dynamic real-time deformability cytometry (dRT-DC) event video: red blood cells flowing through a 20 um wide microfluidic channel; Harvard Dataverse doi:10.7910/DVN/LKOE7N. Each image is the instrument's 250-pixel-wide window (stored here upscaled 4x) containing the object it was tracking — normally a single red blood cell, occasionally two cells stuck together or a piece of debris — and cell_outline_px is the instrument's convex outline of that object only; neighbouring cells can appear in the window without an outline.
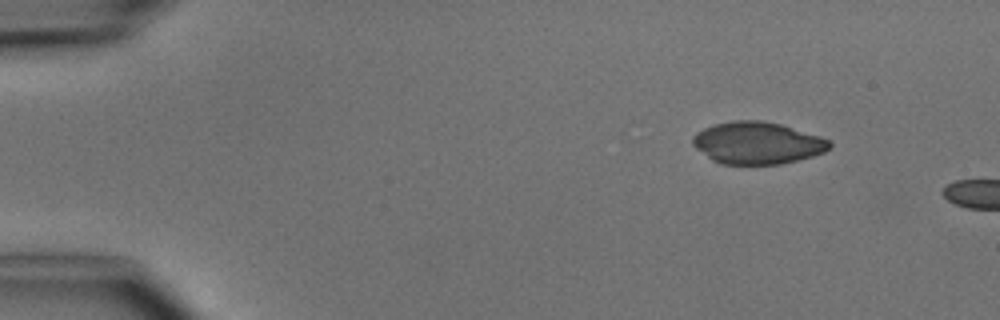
{"species": "common noctule bat (a hibernating species)", "species_latin": "Nyctalus noctula", "temperature_condition": "cold", "stored_images_in_passage": 2, "camera_frame_rate_fps": 3000, "um_per_image_px": 0.085, "animal": {"sex": "male", "body_mass_g": 15.6}, "frame": {"image": 1, "passage_image": 1, "time_ms": 0.0, "image_size_px": [1000, 320], "cell_outline_px": [[832, 144], [824, 152], [812, 156], [780, 164], [720, 164], [712, 160], [696, 148], [692, 144], [692, 136], [696, 132], [704, 128], [716, 124], [732, 120], [760, 120], [780, 124], [820, 136], [828, 140]], "centroid_in_image_um": [64.34, 12.15], "position_along_channel_um": 20.7, "area_um2": 33.41}}